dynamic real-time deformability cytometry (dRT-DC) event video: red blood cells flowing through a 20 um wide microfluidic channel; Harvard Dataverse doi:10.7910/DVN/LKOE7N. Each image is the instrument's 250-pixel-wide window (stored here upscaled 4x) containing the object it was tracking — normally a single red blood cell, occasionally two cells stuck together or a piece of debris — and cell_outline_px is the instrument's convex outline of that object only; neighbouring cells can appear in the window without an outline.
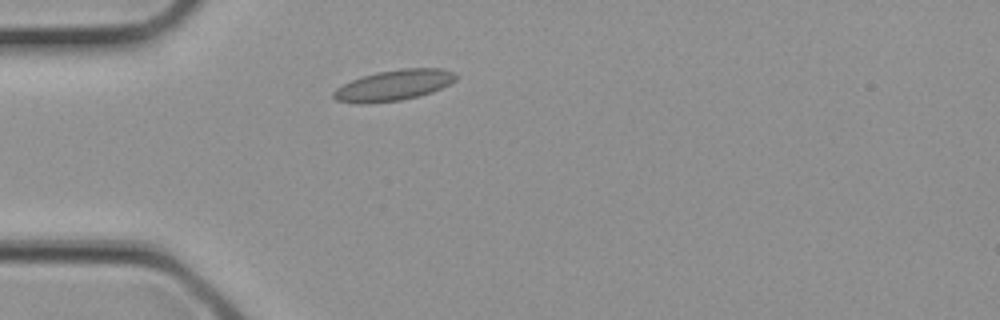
{"species": "common noctule bat (a hibernating species)", "species_latin": "Nyctalus noctula", "temperature_condition": "cold", "stored_images_in_passage": 2, "camera_frame_rate_fps": 3000, "um_per_image_px": 0.085, "animal": {"sex": "female", "body_mass_g": 21.9}, "frame": {"image": 1, "passage_image": 2, "time_ms": 0.333, "image_size_px": [1000, 320], "cell_outline_px": [[460, 76], [456, 80], [432, 92], [400, 100], [360, 104], [356, 104], [336, 100], [332, 96], [332, 92], [336, 88], [352, 80], [376, 72], [400, 68], [440, 68], [456, 72]], "centroid_in_image_um": [33.48, 7.24], "position_along_channel_um": 51.5, "area_um2": 21.91}}